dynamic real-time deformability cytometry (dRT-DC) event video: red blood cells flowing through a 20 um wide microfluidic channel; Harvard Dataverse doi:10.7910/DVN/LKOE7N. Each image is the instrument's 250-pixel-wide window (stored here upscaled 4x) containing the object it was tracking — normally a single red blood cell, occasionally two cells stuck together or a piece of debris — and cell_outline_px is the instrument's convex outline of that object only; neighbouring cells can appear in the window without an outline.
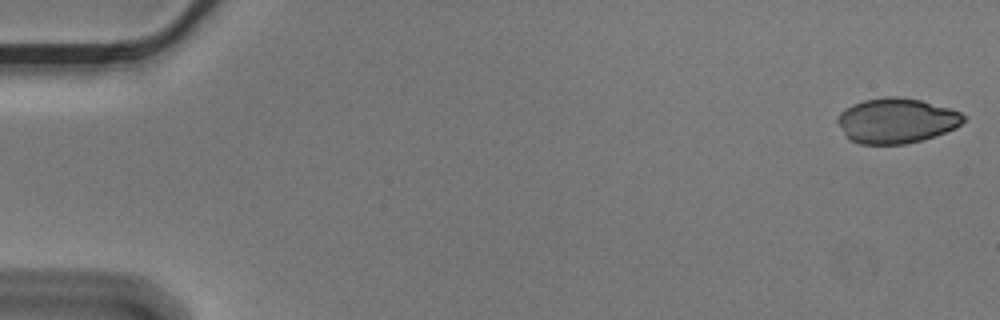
{"species": "Egyptian fruit bat (a non-hibernating species)", "species_latin": "Rousettus aegyptiacus", "temperature_condition": "cold", "stored_images_in_passage": 55, "camera_frame_rate_fps": 3000, "um_per_image_px": 0.085, "animal": {"sex": "male"}, "frame": {"image": 1, "passage_image": 1, "time_ms": 0.0, "image_size_px": [1000, 320], "cell_outline_px": [[968, 116], [956, 128], [924, 140], [904, 144], [860, 144], [848, 140], [844, 136], [836, 120], [840, 112], [844, 108], [852, 104], [864, 100], [884, 96], [900, 96], [920, 100], [948, 108], [960, 112]], "centroid_in_image_um": [76.16, 10.26], "position_along_channel_um": 8.8, "area_um2": 33.47}}
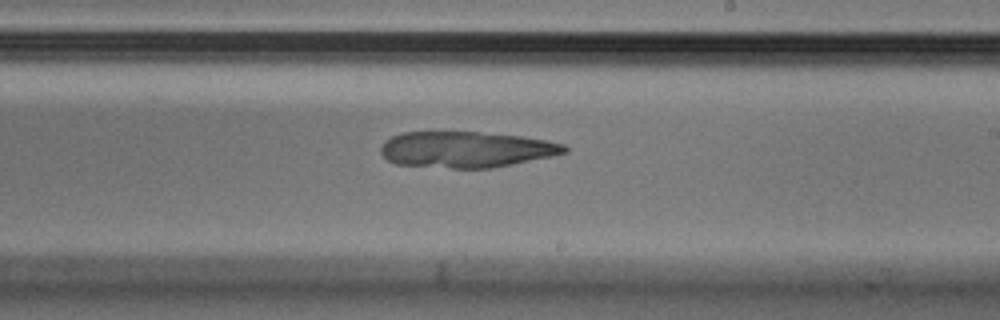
{"frame": {"image": 2, "passage_image": 33, "time_ms": 10.667, "image_size_px": [1000, 320], "cell_outline_px": [[568, 152], [552, 156], [492, 168], [452, 168], [396, 164], [388, 160], [380, 152], [380, 148], [384, 140], [400, 132], [476, 132], [520, 136], [548, 140], [564, 144], [568, 148]], "centroid_in_image_um": [39.61, 12.7], "position_along_channel_um": 249.4, "area_um2": 38.61}}